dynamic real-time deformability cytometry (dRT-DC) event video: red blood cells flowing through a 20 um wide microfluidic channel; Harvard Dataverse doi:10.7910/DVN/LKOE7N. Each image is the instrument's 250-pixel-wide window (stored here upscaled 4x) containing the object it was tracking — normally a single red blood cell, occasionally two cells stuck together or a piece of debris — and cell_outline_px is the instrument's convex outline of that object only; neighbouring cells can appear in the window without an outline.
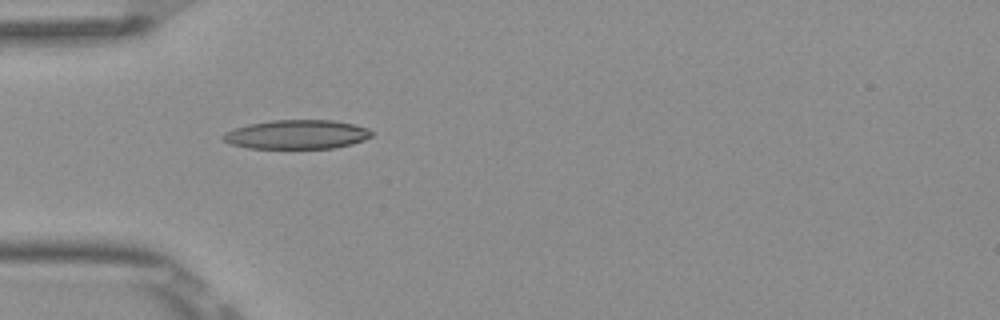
{"species": "Egyptian fruit bat (a non-hibernating species)", "species_latin": "Rousettus aegyptiacus", "temperature_condition": "room temperature", "stored_images_in_passage": 7, "camera_frame_rate_fps": 3000, "um_per_image_px": 0.085, "frame": {"image": 1, "passage_image": 6, "time_ms": 1.667, "image_size_px": [1000, 320], "cell_outline_px": [[372, 136], [364, 140], [352, 144], [332, 148], [248, 148], [232, 144], [224, 140], [224, 132], [232, 128], [248, 124], [272, 120], [332, 120], [352, 124], [368, 128], [372, 132]], "centroid_in_image_um": [25.23, 11.42], "position_along_channel_um": 59.8, "area_um2": 25.09}}
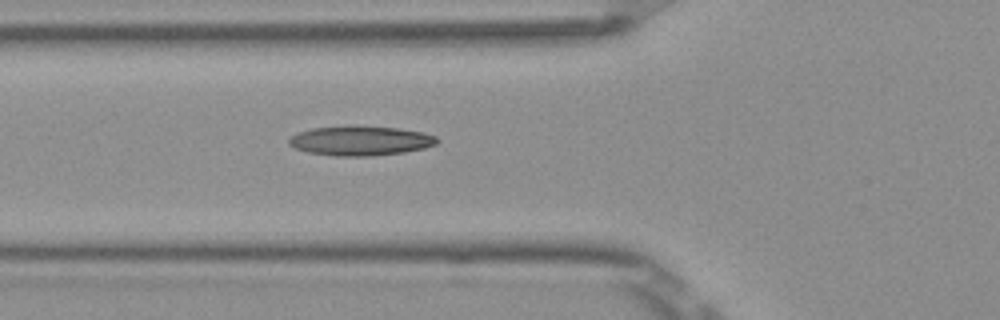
{"frame": {"image": 2, "passage_image": 7, "time_ms": 2.0, "image_size_px": [1000, 320], "cell_outline_px": [[440, 140], [436, 144], [424, 148], [404, 152], [372, 156], [336, 156], [308, 152], [296, 148], [288, 144], [288, 140], [292, 136], [300, 132], [312, 128], [348, 124], [400, 128], [424, 132], [436, 136]], "centroid_in_image_um": [30.66, 11.94], "position_along_channel_um": 95.1, "area_um2": 25.95}}